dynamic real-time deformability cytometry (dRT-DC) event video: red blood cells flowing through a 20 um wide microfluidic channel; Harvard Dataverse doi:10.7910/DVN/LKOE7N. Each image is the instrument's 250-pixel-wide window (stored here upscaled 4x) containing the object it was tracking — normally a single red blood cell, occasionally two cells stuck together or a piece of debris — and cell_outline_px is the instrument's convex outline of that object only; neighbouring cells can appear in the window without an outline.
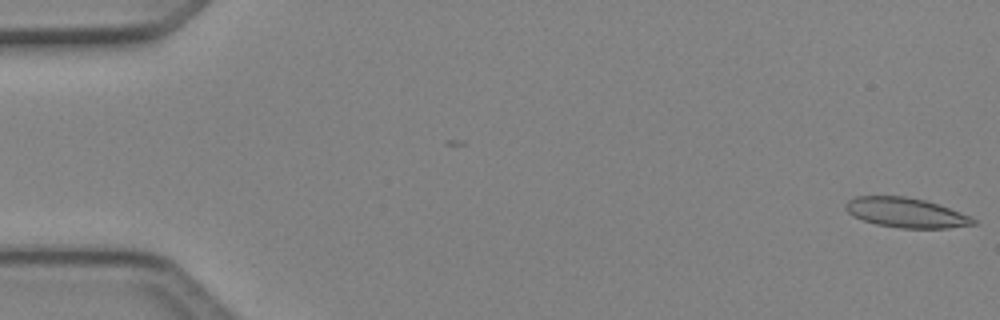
{"species": "Egyptian fruit bat (a non-hibernating species)", "species_latin": "Rousettus aegyptiacus", "temperature_condition": "cold", "stored_images_in_passage": 5, "camera_frame_rate_fps": 3000, "um_per_image_px": 0.085, "animal": {"sex": "female"}, "frame": {"image": 1, "passage_image": 1, "time_ms": 0.0, "image_size_px": [1000, 320], "cell_outline_px": [[976, 224], [948, 228], [900, 228], [876, 224], [852, 216], [844, 208], [844, 204], [848, 200], [856, 196], [904, 196], [924, 200], [972, 216], [976, 220]], "centroid_in_image_um": [76.98, 18.08], "position_along_channel_um": 8.0, "area_um2": 22.08}}
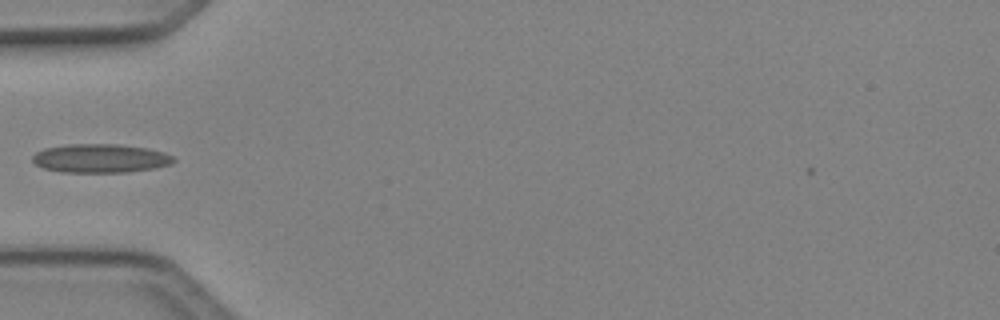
{"frame": {"image": 2, "passage_image": 5, "time_ms": 1.333, "image_size_px": [1000, 320], "cell_outline_px": [[176, 160], [172, 164], [156, 168], [128, 172], [60, 172], [44, 168], [36, 164], [32, 160], [32, 156], [36, 152], [44, 148], [68, 144], [116, 144], [148, 148], [164, 152], [172, 156]], "centroid_in_image_um": [8.55, 13.46], "position_along_channel_um": 76.5, "area_um2": 23.76}}